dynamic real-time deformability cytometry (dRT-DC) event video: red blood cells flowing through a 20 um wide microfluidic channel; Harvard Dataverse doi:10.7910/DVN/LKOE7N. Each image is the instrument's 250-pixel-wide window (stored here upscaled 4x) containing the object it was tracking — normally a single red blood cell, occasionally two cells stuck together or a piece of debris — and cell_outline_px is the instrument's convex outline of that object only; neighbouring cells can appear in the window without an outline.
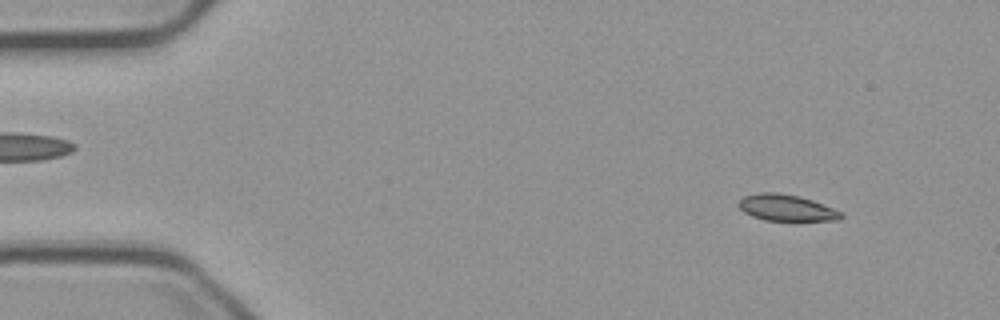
{"species": "common noctule bat (a hibernating species)", "species_latin": "Nyctalus noctula", "temperature_condition": "cold", "stored_images_in_passage": 54, "camera_frame_rate_fps": 3000, "um_per_image_px": 0.085, "animal": {"sex": "male", "body_mass_g": 23.1, "forearm_length_mm": 52.7}, "frame": {"image": 1, "passage_image": 5, "time_ms": 1.333, "image_size_px": [1000, 320], "cell_outline_px": [[844, 216], [840, 220], [764, 220], [752, 216], [744, 212], [736, 204], [744, 196], [760, 192], [776, 192], [800, 196], [812, 200], [844, 212]], "centroid_in_image_um": [66.86, 17.65], "position_along_channel_um": 18.1, "area_um2": 15.78}}
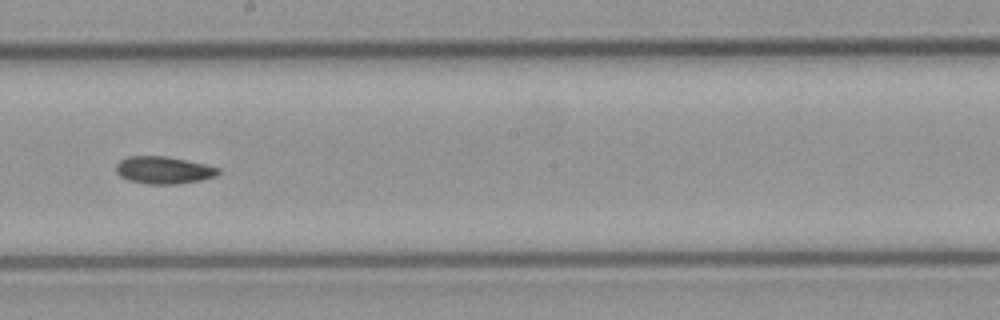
{"frame": {"image": 2, "passage_image": 30, "time_ms": 9.667, "image_size_px": [1000, 320], "cell_outline_px": [[220, 172], [216, 176], [200, 180], [180, 184], [148, 184], [128, 180], [120, 176], [116, 172], [116, 164], [120, 160], [128, 156], [164, 156], [204, 164], [220, 168]], "centroid_in_image_um": [13.89, 14.47], "position_along_channel_um": 234.3, "area_um2": 16.24}}
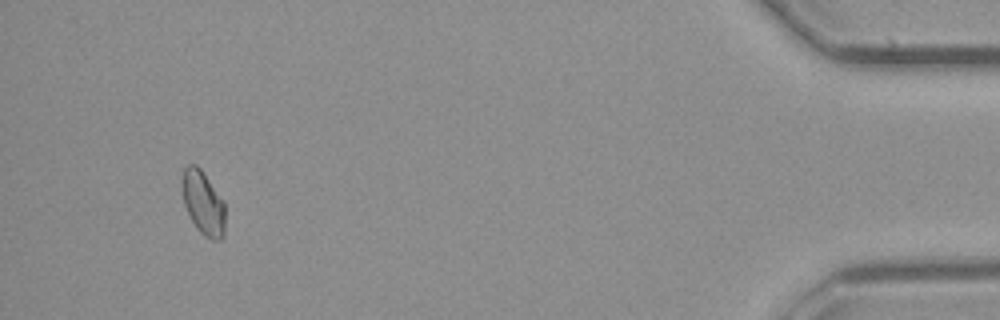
{"frame": {"image": 3, "passage_image": 51, "time_ms": 16.667, "image_size_px": [1000, 320], "cell_outline_px": [[224, 236], [220, 240], [212, 240], [204, 236], [196, 228], [184, 204], [180, 184], [184, 168], [188, 164], [196, 164], [200, 168], [224, 200]], "centroid_in_image_um": [17.25, 17.23], "position_along_channel_um": 417.9, "area_um2": 16.18}}